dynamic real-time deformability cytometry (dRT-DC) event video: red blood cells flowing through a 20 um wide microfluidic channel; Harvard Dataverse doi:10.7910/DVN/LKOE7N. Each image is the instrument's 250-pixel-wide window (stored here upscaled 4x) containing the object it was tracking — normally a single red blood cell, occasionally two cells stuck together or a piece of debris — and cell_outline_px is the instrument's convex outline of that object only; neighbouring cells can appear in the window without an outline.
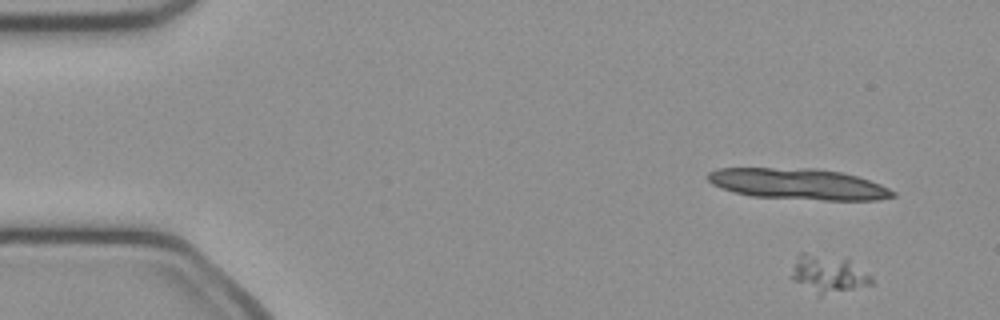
{"species": "common noctule bat (a hibernating species)", "species_latin": "Nyctalus noctula", "temperature_condition": "cold", "stored_images_in_passage": 11, "camera_frame_rate_fps": 3000, "um_per_image_px": 0.085, "animal": {"sex": "female", "body_mass_g": 21.9}, "frame": {"image": 1, "passage_image": 1, "time_ms": 0.0, "image_size_px": [1000, 320], "cell_outline_px": [[872, 284], [820, 296], [816, 296], [792, 280], [788, 276], [796, 256], [800, 252], [804, 252], [848, 260], [872, 276]], "centroid_in_image_um": [70.3, 23.31], "position_along_channel_um": 14.7, "area_um2": 17.63}}